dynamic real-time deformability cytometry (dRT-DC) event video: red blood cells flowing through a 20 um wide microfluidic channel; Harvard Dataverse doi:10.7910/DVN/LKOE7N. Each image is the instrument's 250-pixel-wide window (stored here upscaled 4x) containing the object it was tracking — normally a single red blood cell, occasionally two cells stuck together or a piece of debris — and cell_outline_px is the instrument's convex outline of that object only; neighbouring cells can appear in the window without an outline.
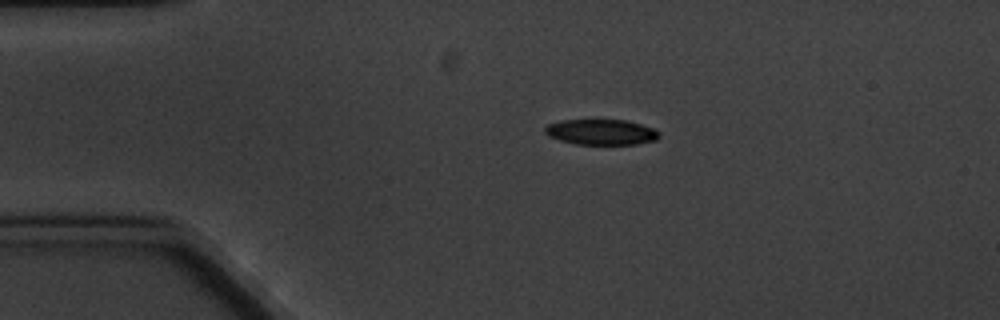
{"species": "common noctule bat (a hibernating species)", "species_latin": "Nyctalus noctula", "temperature_condition": "cold", "stored_images_in_passage": 5, "camera_frame_rate_fps": 3000, "um_per_image_px": 0.085, "animal": {"sex": "male", "body_mass_g": 20.1, "forearm_length_mm": 53.5}, "frame": {"image": 1, "passage_image": 1, "time_ms": 0.0, "image_size_px": [1000, 320], "cell_outline_px": [[660, 136], [656, 140], [636, 144], [576, 144], [560, 140], [548, 136], [544, 132], [544, 128], [548, 124], [560, 120], [624, 120], [656, 128], [660, 132]], "centroid_in_image_um": [51.11, 11.22], "position_along_channel_um": 33.9, "area_um2": 17.05}}
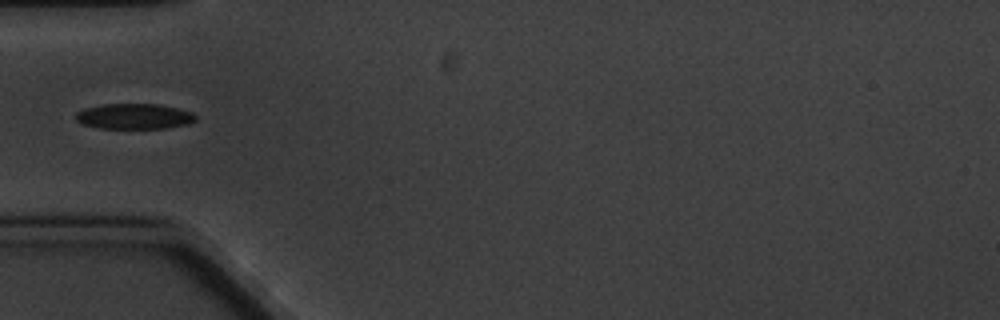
{"frame": {"image": 2, "passage_image": 3, "time_ms": 2.333, "image_size_px": [1000, 320], "cell_outline_px": [[196, 120], [188, 124], [164, 128], [96, 128], [84, 124], [76, 120], [76, 112], [84, 108], [104, 104], [160, 104], [192, 112], [196, 116]], "centroid_in_image_um": [11.4, 9.88], "position_along_channel_um": 73.6, "area_um2": 17.74}}